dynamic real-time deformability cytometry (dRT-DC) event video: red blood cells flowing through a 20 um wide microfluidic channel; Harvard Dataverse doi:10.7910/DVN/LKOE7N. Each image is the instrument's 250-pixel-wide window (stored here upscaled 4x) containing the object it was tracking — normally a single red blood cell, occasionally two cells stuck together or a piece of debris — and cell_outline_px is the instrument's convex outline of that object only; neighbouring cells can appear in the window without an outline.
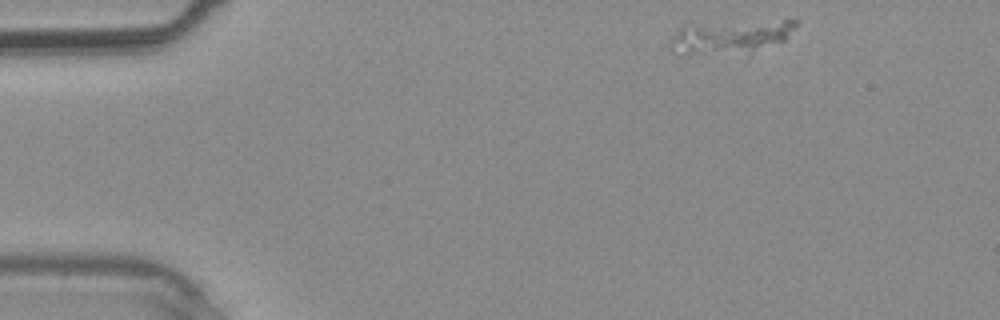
{"species": "common noctule bat (a hibernating species)", "species_latin": "Nyctalus noctula", "temperature_condition": "warm", "stored_images_in_passage": 36, "camera_frame_rate_fps": 3000, "um_per_image_px": 0.085, "animal": {"sex": "male", "body_mass_g": 20.4}, "frame": {"image": 1, "passage_image": 1, "time_ms": 0.0, "image_size_px": [1000, 320], "cell_outline_px": [[800, 24], [784, 40], [744, 60], [688, 52], [668, 48], [668, 44], [680, 28], [684, 24], [784, 20], [800, 20]], "centroid_in_image_um": [62.22, 3.2], "position_along_channel_um": 22.8, "area_um2": 25.95}}
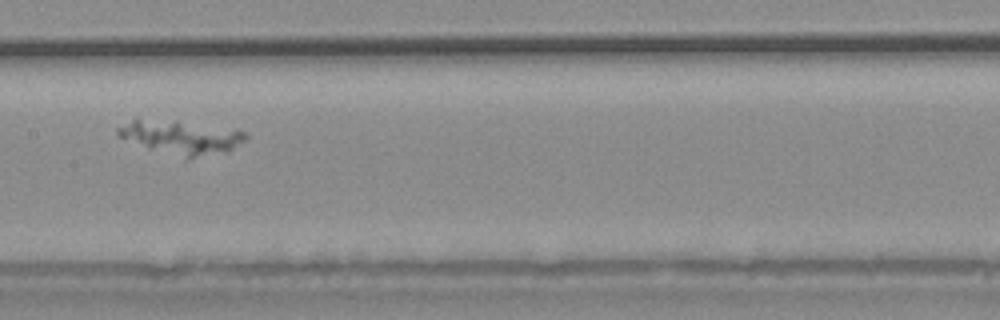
{"frame": {"image": 2, "passage_image": 16, "time_ms": 5.0, "image_size_px": [1000, 320], "cell_outline_px": [[248, 136], [244, 140], [232, 148], [188, 160], [184, 160], [148, 148], [120, 136], [116, 132], [116, 128], [132, 120], [176, 120], [244, 132]], "centroid_in_image_um": [15.34, 11.69], "position_along_channel_um": 192.1, "area_um2": 24.45}}
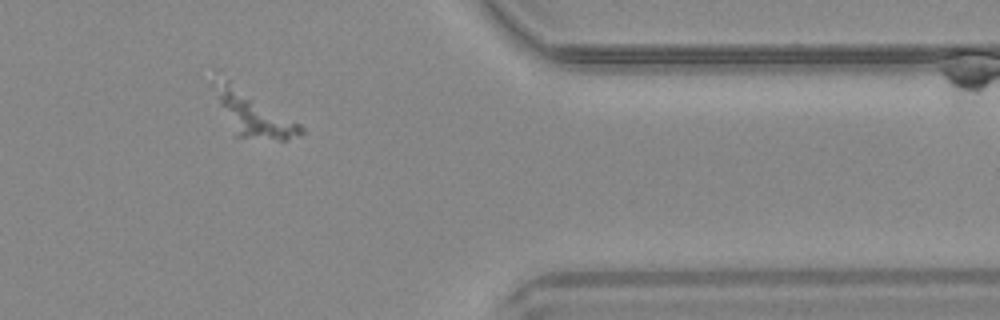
{"frame": {"image": 3, "passage_image": 29, "time_ms": 9.333, "image_size_px": [1000, 320], "cell_outline_px": [[304, 132], [300, 136], [284, 140], [280, 140], [236, 136], [220, 104], [220, 96], [224, 80], [228, 80], [300, 124], [304, 128]], "centroid_in_image_um": [21.73, 9.86], "position_along_channel_um": 389.7, "area_um2": 20.06}}